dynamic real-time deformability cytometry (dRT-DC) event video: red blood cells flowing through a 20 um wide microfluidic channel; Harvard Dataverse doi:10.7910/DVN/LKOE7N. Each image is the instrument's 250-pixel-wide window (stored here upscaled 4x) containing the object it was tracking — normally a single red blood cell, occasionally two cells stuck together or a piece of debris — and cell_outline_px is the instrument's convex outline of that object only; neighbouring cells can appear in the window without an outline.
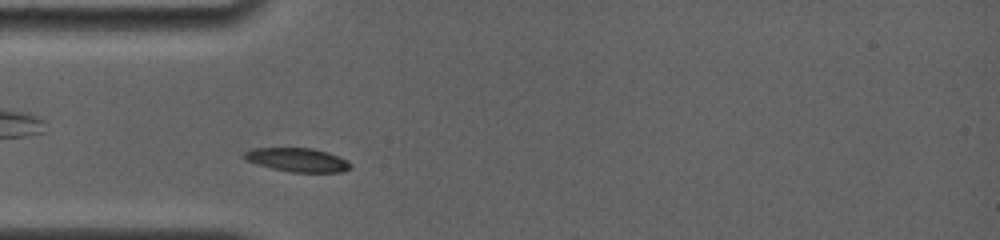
{"species": "common noctule bat (a hibernating species)", "species_latin": "Nyctalus noctula", "temperature_condition": "room temperature", "stored_images_in_passage": 26, "camera_frame_rate_fps": 4000, "um_per_image_px": 0.085, "animal": {"sex": "female", "body_mass_g": 19.0, "forearm_length_mm": 56.7}, "frame": {"image": 1, "passage_image": 4, "time_ms": 1.5, "image_size_px": [1000, 240], "cell_outline_px": [[352, 168], [340, 172], [292, 172], [272, 168], [244, 160], [240, 156], [244, 152], [252, 148], [312, 148], [328, 152], [348, 160], [352, 164]], "centroid_in_image_um": [25.27, 13.58], "position_along_channel_um": 59.7, "area_um2": 14.85}}
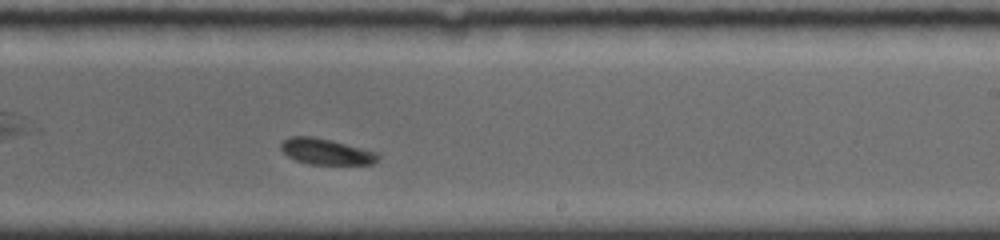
{"frame": {"image": 2, "passage_image": 16, "time_ms": 7.0, "image_size_px": [1000, 240], "cell_outline_px": [[380, 156], [372, 164], [308, 164], [296, 160], [288, 156], [280, 148], [280, 144], [288, 136], [312, 136], [332, 140], [376, 152]], "centroid_in_image_um": [27.68, 12.88], "position_along_channel_um": 261.3, "area_um2": 14.57}}
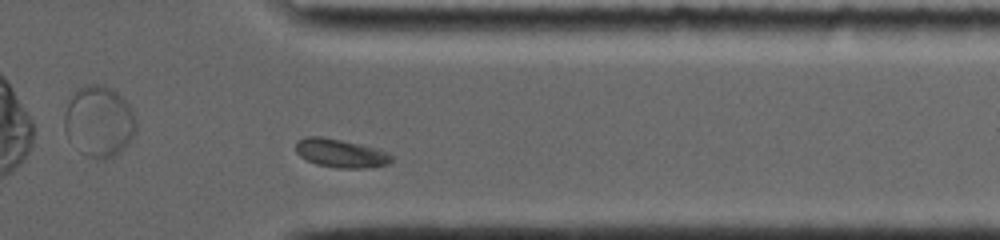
{"frame": {"image": 3, "passage_image": 23, "time_ms": 10.25, "image_size_px": [1000, 240], "cell_outline_px": [[392, 160], [388, 164], [368, 168], [340, 168], [316, 164], [300, 156], [296, 152], [296, 140], [304, 136], [320, 136], [360, 144], [388, 152], [392, 156]], "centroid_in_image_um": [28.93, 13.02], "position_along_channel_um": 382.5, "area_um2": 15.84}, "authors_computed_cell_mechanics": {"area_um2": 14.8257, "velocity_mm_per_s": 3.687, "shape_relaxation_time_tau1_ms": null, "shape_relaxation_time_tau2_ms": 3.7042, "deformation_change_tau1": null, "deformation_change_tau2": 0.0878}}